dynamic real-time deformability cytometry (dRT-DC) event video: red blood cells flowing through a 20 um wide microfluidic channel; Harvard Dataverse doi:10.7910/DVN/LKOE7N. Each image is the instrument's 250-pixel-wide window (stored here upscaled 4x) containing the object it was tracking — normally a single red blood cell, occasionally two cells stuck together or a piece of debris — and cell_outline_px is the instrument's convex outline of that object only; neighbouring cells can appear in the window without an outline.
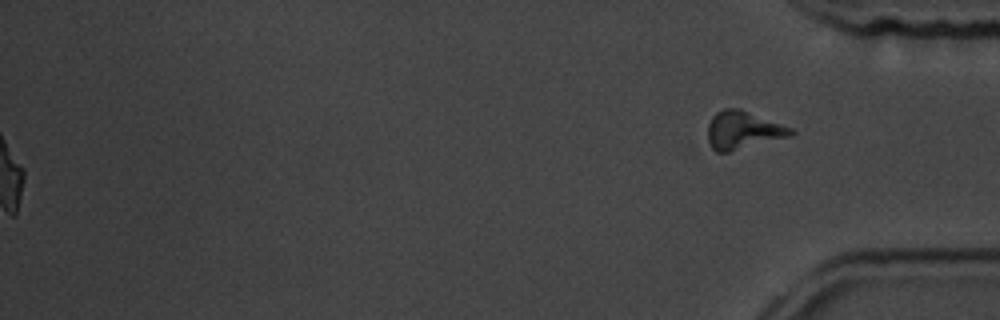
{"species": "common noctule bat (a hibernating species)", "species_latin": "Nyctalus noctula", "temperature_condition": "room temperature", "stored_images_in_passage": 43, "segment_of_instrument_passage": [2, 2], "camera_frame_rate_fps": 3000, "um_per_image_px": 0.085, "animal": {"sex": "male", "body_mass_g": 19.5, "forearm_length_mm": 54.6}, "frame": {"image": 1, "passage_image": 43, "time_ms": 14.0, "image_size_px": [1000, 320], "cell_outline_px": [[796, 132], [792, 136], [728, 152], [716, 152], [712, 148], [708, 140], [708, 124], [712, 116], [716, 112], [724, 108], [740, 108], [792, 128]], "centroid_in_image_um": [63.16, 11.06], "position_along_channel_um": 372.0, "area_um2": 18.44}}